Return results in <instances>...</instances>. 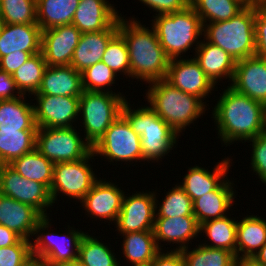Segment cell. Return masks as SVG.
Wrapping results in <instances>:
<instances>
[{"mask_svg": "<svg viewBox=\"0 0 266 266\" xmlns=\"http://www.w3.org/2000/svg\"><path fill=\"white\" fill-rule=\"evenodd\" d=\"M34 114L38 128L75 127L79 120L80 97L33 95ZM34 98V99H33ZM36 104V105H35ZM76 122V123H75ZM74 123V124H73Z\"/></svg>", "mask_w": 266, "mask_h": 266, "instance_id": "5bb4252c", "label": "cell"}, {"mask_svg": "<svg viewBox=\"0 0 266 266\" xmlns=\"http://www.w3.org/2000/svg\"><path fill=\"white\" fill-rule=\"evenodd\" d=\"M81 32L67 24L42 31L41 52L47 66L70 65Z\"/></svg>", "mask_w": 266, "mask_h": 266, "instance_id": "e0dca14e", "label": "cell"}, {"mask_svg": "<svg viewBox=\"0 0 266 266\" xmlns=\"http://www.w3.org/2000/svg\"><path fill=\"white\" fill-rule=\"evenodd\" d=\"M47 63L44 60L43 53L32 55L20 68L13 74L12 78L15 81L17 89L21 94L29 97L39 90L43 73Z\"/></svg>", "mask_w": 266, "mask_h": 266, "instance_id": "d590c367", "label": "cell"}, {"mask_svg": "<svg viewBox=\"0 0 266 266\" xmlns=\"http://www.w3.org/2000/svg\"><path fill=\"white\" fill-rule=\"evenodd\" d=\"M125 17L121 15L118 19V33L127 44L130 79L141 80L146 85L165 79L170 58L160 45L154 28L142 25L141 20L134 16Z\"/></svg>", "mask_w": 266, "mask_h": 266, "instance_id": "7a4b0ae2", "label": "cell"}, {"mask_svg": "<svg viewBox=\"0 0 266 266\" xmlns=\"http://www.w3.org/2000/svg\"><path fill=\"white\" fill-rule=\"evenodd\" d=\"M0 14L6 24L37 23L36 0H0Z\"/></svg>", "mask_w": 266, "mask_h": 266, "instance_id": "ab89813d", "label": "cell"}, {"mask_svg": "<svg viewBox=\"0 0 266 266\" xmlns=\"http://www.w3.org/2000/svg\"><path fill=\"white\" fill-rule=\"evenodd\" d=\"M200 226L195 216H181L169 218H155L154 221V237L160 250L166 243L176 245L170 250L181 251L192 244L193 239L199 238ZM161 243H164L163 245Z\"/></svg>", "mask_w": 266, "mask_h": 266, "instance_id": "d6986e66", "label": "cell"}, {"mask_svg": "<svg viewBox=\"0 0 266 266\" xmlns=\"http://www.w3.org/2000/svg\"><path fill=\"white\" fill-rule=\"evenodd\" d=\"M161 250L151 261L150 266H184V260L181 251Z\"/></svg>", "mask_w": 266, "mask_h": 266, "instance_id": "c3c4849f", "label": "cell"}, {"mask_svg": "<svg viewBox=\"0 0 266 266\" xmlns=\"http://www.w3.org/2000/svg\"><path fill=\"white\" fill-rule=\"evenodd\" d=\"M4 25H5V22H4V20H3L2 16H1V14H0V33H1V31H2V29H3V27H4Z\"/></svg>", "mask_w": 266, "mask_h": 266, "instance_id": "6f0895ef", "label": "cell"}, {"mask_svg": "<svg viewBox=\"0 0 266 266\" xmlns=\"http://www.w3.org/2000/svg\"><path fill=\"white\" fill-rule=\"evenodd\" d=\"M0 194L31 205L43 216L50 214L49 207L54 208L50 191L44 184L27 180L10 165H0Z\"/></svg>", "mask_w": 266, "mask_h": 266, "instance_id": "7c38bea8", "label": "cell"}, {"mask_svg": "<svg viewBox=\"0 0 266 266\" xmlns=\"http://www.w3.org/2000/svg\"><path fill=\"white\" fill-rule=\"evenodd\" d=\"M80 0H36L37 24L41 30L71 24Z\"/></svg>", "mask_w": 266, "mask_h": 266, "instance_id": "d6a6232c", "label": "cell"}, {"mask_svg": "<svg viewBox=\"0 0 266 266\" xmlns=\"http://www.w3.org/2000/svg\"><path fill=\"white\" fill-rule=\"evenodd\" d=\"M20 266H44V263L37 256L32 255Z\"/></svg>", "mask_w": 266, "mask_h": 266, "instance_id": "db71d44e", "label": "cell"}, {"mask_svg": "<svg viewBox=\"0 0 266 266\" xmlns=\"http://www.w3.org/2000/svg\"><path fill=\"white\" fill-rule=\"evenodd\" d=\"M155 190L156 198V217L155 218H173L181 216H194L193 215V201L186 194L183 188L176 183L172 189L166 191L164 199L160 204L158 199V194ZM157 194V195H156ZM159 205V206H158Z\"/></svg>", "mask_w": 266, "mask_h": 266, "instance_id": "f35d334b", "label": "cell"}, {"mask_svg": "<svg viewBox=\"0 0 266 266\" xmlns=\"http://www.w3.org/2000/svg\"><path fill=\"white\" fill-rule=\"evenodd\" d=\"M42 30L34 24H6L0 33V57L13 52L40 53Z\"/></svg>", "mask_w": 266, "mask_h": 266, "instance_id": "484cf974", "label": "cell"}, {"mask_svg": "<svg viewBox=\"0 0 266 266\" xmlns=\"http://www.w3.org/2000/svg\"><path fill=\"white\" fill-rule=\"evenodd\" d=\"M237 222L238 220L235 217L231 218L229 214L202 223L199 233L200 235L203 233L202 235L207 238L205 237V241L200 243L206 247L226 249L236 255Z\"/></svg>", "mask_w": 266, "mask_h": 266, "instance_id": "4dcf8cb0", "label": "cell"}, {"mask_svg": "<svg viewBox=\"0 0 266 266\" xmlns=\"http://www.w3.org/2000/svg\"><path fill=\"white\" fill-rule=\"evenodd\" d=\"M49 218L44 216L37 223L31 240L32 255L37 256L44 266L77 261L79 245L86 232L69 224L65 233H54L50 228L52 219Z\"/></svg>", "mask_w": 266, "mask_h": 266, "instance_id": "ba28073f", "label": "cell"}, {"mask_svg": "<svg viewBox=\"0 0 266 266\" xmlns=\"http://www.w3.org/2000/svg\"><path fill=\"white\" fill-rule=\"evenodd\" d=\"M152 17L150 25L170 59L184 58L193 46L191 53L196 51L203 37V24L191 5L181 11Z\"/></svg>", "mask_w": 266, "mask_h": 266, "instance_id": "5b68a950", "label": "cell"}, {"mask_svg": "<svg viewBox=\"0 0 266 266\" xmlns=\"http://www.w3.org/2000/svg\"><path fill=\"white\" fill-rule=\"evenodd\" d=\"M145 191H136L132 195L124 194L121 211L114 225L118 235L153 231L156 217L155 190Z\"/></svg>", "mask_w": 266, "mask_h": 266, "instance_id": "4fadbf2b", "label": "cell"}, {"mask_svg": "<svg viewBox=\"0 0 266 266\" xmlns=\"http://www.w3.org/2000/svg\"><path fill=\"white\" fill-rule=\"evenodd\" d=\"M140 3L156 12L153 16L159 14H168L181 11L190 5V0H138Z\"/></svg>", "mask_w": 266, "mask_h": 266, "instance_id": "bcb514c9", "label": "cell"}, {"mask_svg": "<svg viewBox=\"0 0 266 266\" xmlns=\"http://www.w3.org/2000/svg\"><path fill=\"white\" fill-rule=\"evenodd\" d=\"M125 193L127 192H124V189L122 190L121 186L118 187V184L116 185L112 180L110 182L99 177L80 205L84 208L82 210L85 211V215L91 219L95 218L96 221L104 219V223L107 222L110 226L109 223L113 225L118 219Z\"/></svg>", "mask_w": 266, "mask_h": 266, "instance_id": "9a60e30c", "label": "cell"}, {"mask_svg": "<svg viewBox=\"0 0 266 266\" xmlns=\"http://www.w3.org/2000/svg\"><path fill=\"white\" fill-rule=\"evenodd\" d=\"M255 14L256 6H250L229 20L205 23L203 38L219 46L235 61L255 56Z\"/></svg>", "mask_w": 266, "mask_h": 266, "instance_id": "8992f818", "label": "cell"}, {"mask_svg": "<svg viewBox=\"0 0 266 266\" xmlns=\"http://www.w3.org/2000/svg\"><path fill=\"white\" fill-rule=\"evenodd\" d=\"M234 181L227 178L216 190L193 201V215L199 226L209 220L222 218L230 211L236 198ZM228 212V213H227Z\"/></svg>", "mask_w": 266, "mask_h": 266, "instance_id": "603a6c76", "label": "cell"}, {"mask_svg": "<svg viewBox=\"0 0 266 266\" xmlns=\"http://www.w3.org/2000/svg\"><path fill=\"white\" fill-rule=\"evenodd\" d=\"M193 57L215 85L222 80H227L230 85L236 61L227 52L203 38Z\"/></svg>", "mask_w": 266, "mask_h": 266, "instance_id": "cb8c5ba5", "label": "cell"}, {"mask_svg": "<svg viewBox=\"0 0 266 266\" xmlns=\"http://www.w3.org/2000/svg\"><path fill=\"white\" fill-rule=\"evenodd\" d=\"M99 238L101 237L90 235L88 231L85 233L79 245L77 261L81 266H121L118 252L115 253L110 243L107 244Z\"/></svg>", "mask_w": 266, "mask_h": 266, "instance_id": "1f68e13d", "label": "cell"}, {"mask_svg": "<svg viewBox=\"0 0 266 266\" xmlns=\"http://www.w3.org/2000/svg\"><path fill=\"white\" fill-rule=\"evenodd\" d=\"M253 258L263 266H266V243L260 248Z\"/></svg>", "mask_w": 266, "mask_h": 266, "instance_id": "f5cc1de1", "label": "cell"}, {"mask_svg": "<svg viewBox=\"0 0 266 266\" xmlns=\"http://www.w3.org/2000/svg\"><path fill=\"white\" fill-rule=\"evenodd\" d=\"M94 157V153L91 151L85 158L78 161L54 164L53 181L49 190L54 205L55 202L57 204V201H61L60 198L57 200V196L61 193L69 200L73 199L76 202L83 200L93 184L99 179L95 174L96 171H93L94 165L90 164L93 163L92 160H96Z\"/></svg>", "mask_w": 266, "mask_h": 266, "instance_id": "9c48e42d", "label": "cell"}, {"mask_svg": "<svg viewBox=\"0 0 266 266\" xmlns=\"http://www.w3.org/2000/svg\"><path fill=\"white\" fill-rule=\"evenodd\" d=\"M225 88L210 113L217 137L227 147L236 141L246 143L265 131L266 106L229 85Z\"/></svg>", "mask_w": 266, "mask_h": 266, "instance_id": "6da1fadb", "label": "cell"}, {"mask_svg": "<svg viewBox=\"0 0 266 266\" xmlns=\"http://www.w3.org/2000/svg\"><path fill=\"white\" fill-rule=\"evenodd\" d=\"M118 33V21L106 30L100 32L81 33L70 66L82 72L101 61L109 41Z\"/></svg>", "mask_w": 266, "mask_h": 266, "instance_id": "d4e9b609", "label": "cell"}, {"mask_svg": "<svg viewBox=\"0 0 266 266\" xmlns=\"http://www.w3.org/2000/svg\"><path fill=\"white\" fill-rule=\"evenodd\" d=\"M190 5L203 25L229 20L245 8L238 0H190Z\"/></svg>", "mask_w": 266, "mask_h": 266, "instance_id": "8d00e7d4", "label": "cell"}, {"mask_svg": "<svg viewBox=\"0 0 266 266\" xmlns=\"http://www.w3.org/2000/svg\"><path fill=\"white\" fill-rule=\"evenodd\" d=\"M52 266H81V264L78 261H74V262L60 263Z\"/></svg>", "mask_w": 266, "mask_h": 266, "instance_id": "9f6ffc18", "label": "cell"}, {"mask_svg": "<svg viewBox=\"0 0 266 266\" xmlns=\"http://www.w3.org/2000/svg\"><path fill=\"white\" fill-rule=\"evenodd\" d=\"M44 216L31 205L0 194V225L32 240L37 223Z\"/></svg>", "mask_w": 266, "mask_h": 266, "instance_id": "7402d4cb", "label": "cell"}, {"mask_svg": "<svg viewBox=\"0 0 266 266\" xmlns=\"http://www.w3.org/2000/svg\"><path fill=\"white\" fill-rule=\"evenodd\" d=\"M83 92L81 73L70 65L47 66L42 83L33 95L80 97Z\"/></svg>", "mask_w": 266, "mask_h": 266, "instance_id": "4316f807", "label": "cell"}, {"mask_svg": "<svg viewBox=\"0 0 266 266\" xmlns=\"http://www.w3.org/2000/svg\"><path fill=\"white\" fill-rule=\"evenodd\" d=\"M22 238L14 231L0 225V248L17 244Z\"/></svg>", "mask_w": 266, "mask_h": 266, "instance_id": "f907efd6", "label": "cell"}, {"mask_svg": "<svg viewBox=\"0 0 266 266\" xmlns=\"http://www.w3.org/2000/svg\"><path fill=\"white\" fill-rule=\"evenodd\" d=\"M31 256V241L21 239L15 245L0 248V266H20Z\"/></svg>", "mask_w": 266, "mask_h": 266, "instance_id": "ee69618b", "label": "cell"}, {"mask_svg": "<svg viewBox=\"0 0 266 266\" xmlns=\"http://www.w3.org/2000/svg\"><path fill=\"white\" fill-rule=\"evenodd\" d=\"M232 266H263L257 262L253 257H236Z\"/></svg>", "mask_w": 266, "mask_h": 266, "instance_id": "816d5d0a", "label": "cell"}, {"mask_svg": "<svg viewBox=\"0 0 266 266\" xmlns=\"http://www.w3.org/2000/svg\"><path fill=\"white\" fill-rule=\"evenodd\" d=\"M234 159L229 157L222 158L217 162L212 171L207 167L195 164L188 167L182 182L178 184L183 188L186 194L194 201L203 195L216 190L227 178ZM207 168V169H206ZM212 172V173H211Z\"/></svg>", "mask_w": 266, "mask_h": 266, "instance_id": "ffe728a7", "label": "cell"}, {"mask_svg": "<svg viewBox=\"0 0 266 266\" xmlns=\"http://www.w3.org/2000/svg\"><path fill=\"white\" fill-rule=\"evenodd\" d=\"M240 217L242 219L237 222L236 257H254L266 243V220L254 214Z\"/></svg>", "mask_w": 266, "mask_h": 266, "instance_id": "f546056e", "label": "cell"}, {"mask_svg": "<svg viewBox=\"0 0 266 266\" xmlns=\"http://www.w3.org/2000/svg\"><path fill=\"white\" fill-rule=\"evenodd\" d=\"M115 6L108 0H80L71 24L81 33L106 30L122 15Z\"/></svg>", "mask_w": 266, "mask_h": 266, "instance_id": "44dd1931", "label": "cell"}, {"mask_svg": "<svg viewBox=\"0 0 266 266\" xmlns=\"http://www.w3.org/2000/svg\"><path fill=\"white\" fill-rule=\"evenodd\" d=\"M198 245V246H197ZM184 266H232L236 255L222 248H211L196 244L181 250Z\"/></svg>", "mask_w": 266, "mask_h": 266, "instance_id": "74e56055", "label": "cell"}, {"mask_svg": "<svg viewBox=\"0 0 266 266\" xmlns=\"http://www.w3.org/2000/svg\"><path fill=\"white\" fill-rule=\"evenodd\" d=\"M246 142H250L249 145L252 147L249 167L252 168V173L255 172L254 175L258 176L256 178L266 186V130Z\"/></svg>", "mask_w": 266, "mask_h": 266, "instance_id": "7bdbcfd3", "label": "cell"}, {"mask_svg": "<svg viewBox=\"0 0 266 266\" xmlns=\"http://www.w3.org/2000/svg\"><path fill=\"white\" fill-rule=\"evenodd\" d=\"M38 53H28L25 51L13 52L4 57H0V70L13 74L18 68H20L32 55Z\"/></svg>", "mask_w": 266, "mask_h": 266, "instance_id": "7dc6e473", "label": "cell"}, {"mask_svg": "<svg viewBox=\"0 0 266 266\" xmlns=\"http://www.w3.org/2000/svg\"><path fill=\"white\" fill-rule=\"evenodd\" d=\"M92 152L95 157L101 156L99 158H105L112 165H117V162L121 161L129 167V164L132 165L134 161L143 162L141 138L122 115L110 125L92 147Z\"/></svg>", "mask_w": 266, "mask_h": 266, "instance_id": "30bf717a", "label": "cell"}, {"mask_svg": "<svg viewBox=\"0 0 266 266\" xmlns=\"http://www.w3.org/2000/svg\"><path fill=\"white\" fill-rule=\"evenodd\" d=\"M120 236L123 237L120 255L123 254L124 264L129 262L132 266L149 265L161 251L153 231L123 233Z\"/></svg>", "mask_w": 266, "mask_h": 266, "instance_id": "83f0119b", "label": "cell"}, {"mask_svg": "<svg viewBox=\"0 0 266 266\" xmlns=\"http://www.w3.org/2000/svg\"><path fill=\"white\" fill-rule=\"evenodd\" d=\"M127 99L118 90L116 93L83 90L79 110V121L83 125L79 122L77 124L84 127L83 136L92 147L121 116L122 106Z\"/></svg>", "mask_w": 266, "mask_h": 266, "instance_id": "52a82bcc", "label": "cell"}, {"mask_svg": "<svg viewBox=\"0 0 266 266\" xmlns=\"http://www.w3.org/2000/svg\"><path fill=\"white\" fill-rule=\"evenodd\" d=\"M76 128H38L36 149L54 164L85 158L92 151V146L80 134L82 129L78 128L79 132Z\"/></svg>", "mask_w": 266, "mask_h": 266, "instance_id": "8fae6325", "label": "cell"}, {"mask_svg": "<svg viewBox=\"0 0 266 266\" xmlns=\"http://www.w3.org/2000/svg\"><path fill=\"white\" fill-rule=\"evenodd\" d=\"M170 59L165 80L181 91L200 98L207 106L209 94L217 86L208 78L194 57Z\"/></svg>", "mask_w": 266, "mask_h": 266, "instance_id": "2e32d148", "label": "cell"}, {"mask_svg": "<svg viewBox=\"0 0 266 266\" xmlns=\"http://www.w3.org/2000/svg\"><path fill=\"white\" fill-rule=\"evenodd\" d=\"M101 61L106 64L117 76L125 75L130 81V60L127 44L124 38L117 33L107 44Z\"/></svg>", "mask_w": 266, "mask_h": 266, "instance_id": "60d3db41", "label": "cell"}, {"mask_svg": "<svg viewBox=\"0 0 266 266\" xmlns=\"http://www.w3.org/2000/svg\"><path fill=\"white\" fill-rule=\"evenodd\" d=\"M229 86L266 106V58L255 55L236 61Z\"/></svg>", "mask_w": 266, "mask_h": 266, "instance_id": "ac0fdd59", "label": "cell"}, {"mask_svg": "<svg viewBox=\"0 0 266 266\" xmlns=\"http://www.w3.org/2000/svg\"><path fill=\"white\" fill-rule=\"evenodd\" d=\"M82 87L86 91L115 93L111 86H116L117 75L102 61L81 72Z\"/></svg>", "mask_w": 266, "mask_h": 266, "instance_id": "b9f144b4", "label": "cell"}, {"mask_svg": "<svg viewBox=\"0 0 266 266\" xmlns=\"http://www.w3.org/2000/svg\"><path fill=\"white\" fill-rule=\"evenodd\" d=\"M37 130H0V165H9L15 159L36 148Z\"/></svg>", "mask_w": 266, "mask_h": 266, "instance_id": "836d02e7", "label": "cell"}, {"mask_svg": "<svg viewBox=\"0 0 266 266\" xmlns=\"http://www.w3.org/2000/svg\"><path fill=\"white\" fill-rule=\"evenodd\" d=\"M21 95L12 75L0 70V100L14 99Z\"/></svg>", "mask_w": 266, "mask_h": 266, "instance_id": "681fc988", "label": "cell"}, {"mask_svg": "<svg viewBox=\"0 0 266 266\" xmlns=\"http://www.w3.org/2000/svg\"><path fill=\"white\" fill-rule=\"evenodd\" d=\"M241 2L245 7H250V6H256L259 3H262L261 0H238Z\"/></svg>", "mask_w": 266, "mask_h": 266, "instance_id": "11a10c76", "label": "cell"}, {"mask_svg": "<svg viewBox=\"0 0 266 266\" xmlns=\"http://www.w3.org/2000/svg\"><path fill=\"white\" fill-rule=\"evenodd\" d=\"M130 101L129 98L123 104L121 115L141 138L142 164H149L151 161L163 162L165 156L172 154L173 148L178 145L177 140L180 136L150 106H147V103L144 106H136V109Z\"/></svg>", "mask_w": 266, "mask_h": 266, "instance_id": "277c9868", "label": "cell"}, {"mask_svg": "<svg viewBox=\"0 0 266 266\" xmlns=\"http://www.w3.org/2000/svg\"><path fill=\"white\" fill-rule=\"evenodd\" d=\"M256 56L266 58V4L256 5L255 14Z\"/></svg>", "mask_w": 266, "mask_h": 266, "instance_id": "f6af8a7d", "label": "cell"}, {"mask_svg": "<svg viewBox=\"0 0 266 266\" xmlns=\"http://www.w3.org/2000/svg\"><path fill=\"white\" fill-rule=\"evenodd\" d=\"M26 95L0 100V130H37L34 104Z\"/></svg>", "mask_w": 266, "mask_h": 266, "instance_id": "f1b7e54d", "label": "cell"}, {"mask_svg": "<svg viewBox=\"0 0 266 266\" xmlns=\"http://www.w3.org/2000/svg\"><path fill=\"white\" fill-rule=\"evenodd\" d=\"M145 91L147 105L179 136L210 109L200 98L177 89L165 79L148 83Z\"/></svg>", "mask_w": 266, "mask_h": 266, "instance_id": "3957f363", "label": "cell"}, {"mask_svg": "<svg viewBox=\"0 0 266 266\" xmlns=\"http://www.w3.org/2000/svg\"><path fill=\"white\" fill-rule=\"evenodd\" d=\"M27 180L44 184L49 190L53 181L54 163L42 155L36 148L15 159L9 164Z\"/></svg>", "mask_w": 266, "mask_h": 266, "instance_id": "e575fe53", "label": "cell"}]
</instances>
